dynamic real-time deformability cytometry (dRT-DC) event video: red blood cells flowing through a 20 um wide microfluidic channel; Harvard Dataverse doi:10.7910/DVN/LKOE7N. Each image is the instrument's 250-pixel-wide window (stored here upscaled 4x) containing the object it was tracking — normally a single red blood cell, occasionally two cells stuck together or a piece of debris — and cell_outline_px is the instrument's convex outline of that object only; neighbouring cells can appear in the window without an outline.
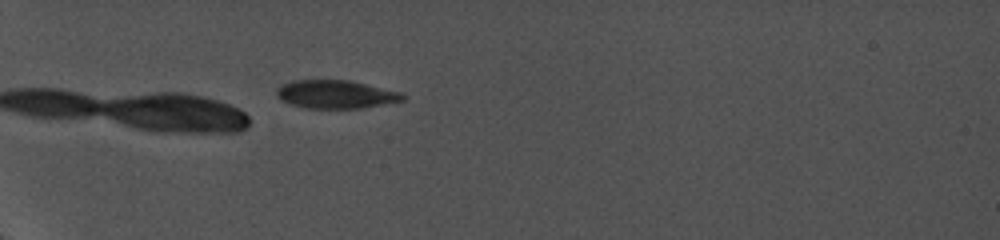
{"species": "common noctule bat (a hibernating species)", "species_latin": "Nyctalus noctula", "temperature_condition": "cold", "stored_images_in_passage": 28, "camera_frame_rate_fps": 5000, "um_per_image_px": 0.085, "animal": {"sex": "female", "body_mass_g": 19.0, "forearm_length_mm": 56.7}, "frame": {"image": 1, "passage_image": 5, "time_ms": 1.4, "image_size_px": [1000, 240], "cell_outline_px": [[408, 96], [404, 100], [364, 108], [304, 108], [288, 104], [280, 100], [276, 96], [276, 88], [280, 84], [292, 80], [352, 80], [400, 92]], "centroid_in_image_um": [28.5, 8.01], "position_along_channel_um": 56.5, "area_um2": 21.15}}